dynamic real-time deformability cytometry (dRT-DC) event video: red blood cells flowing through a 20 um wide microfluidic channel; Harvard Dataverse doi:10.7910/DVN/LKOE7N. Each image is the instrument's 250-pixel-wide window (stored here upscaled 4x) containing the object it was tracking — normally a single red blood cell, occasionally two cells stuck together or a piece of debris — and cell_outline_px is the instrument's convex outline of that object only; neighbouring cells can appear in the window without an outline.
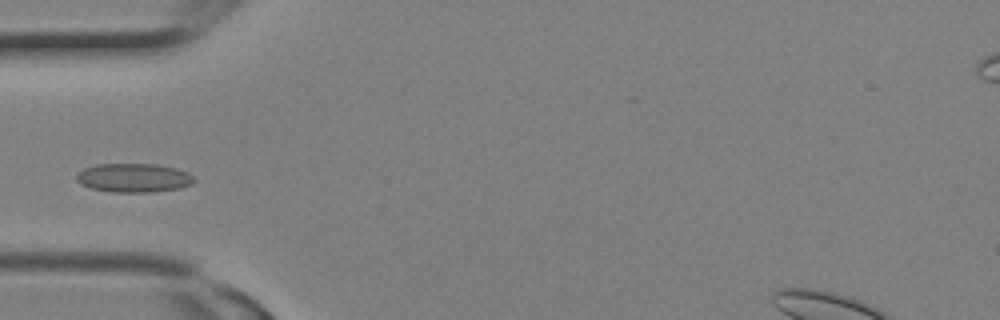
{"species": "Egyptian fruit bat (a non-hibernating species)", "species_latin": "Rousettus aegyptiacus", "temperature_condition": "room temperature", "stored_images_in_passage": 8, "camera_frame_rate_fps": 3000, "um_per_image_px": 0.085, "animal": {"sex": "female"}, "frame": {"image": 1, "passage_image": 7, "time_ms": 2.0, "image_size_px": [1000, 320], "cell_outline_px": [[196, 180], [192, 184], [180, 188], [152, 192], [112, 192], [92, 188], [80, 184], [76, 180], [76, 176], [84, 168], [96, 164], [156, 164], [176, 168], [188, 172]], "centroid_in_image_um": [11.38, 15.11], "position_along_channel_um": 73.6, "area_um2": 19.83}}